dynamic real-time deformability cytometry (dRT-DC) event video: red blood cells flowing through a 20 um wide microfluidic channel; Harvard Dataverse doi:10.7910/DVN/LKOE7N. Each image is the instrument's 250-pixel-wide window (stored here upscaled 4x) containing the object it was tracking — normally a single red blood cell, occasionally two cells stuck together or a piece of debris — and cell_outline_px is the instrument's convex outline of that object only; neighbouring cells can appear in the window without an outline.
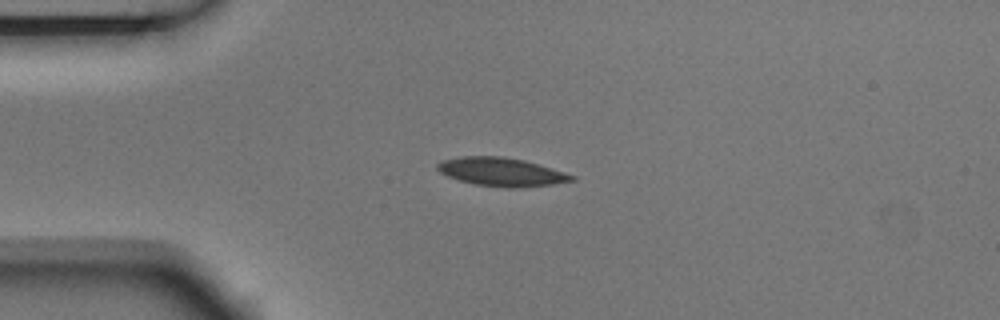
{"species": "Egyptian fruit bat (a non-hibernating species)", "species_latin": "Rousettus aegyptiacus", "temperature_condition": "room temperature", "stored_images_in_passage": 7, "camera_frame_rate_fps": 3000, "um_per_image_px": 0.085, "animal": {"sex": "male"}, "frame": {"image": 1, "passage_image": 1, "time_ms": 0.0, "image_size_px": [1000, 320], "cell_outline_px": [[576, 180], [552, 184], [520, 188], [508, 188], [476, 184], [460, 180], [448, 176], [440, 172], [436, 168], [436, 164], [444, 160], [464, 156], [500, 156], [524, 160], [564, 172], [576, 176]], "centroid_in_image_um": [42.64, 14.61], "position_along_channel_um": 42.4, "area_um2": 22.08}}
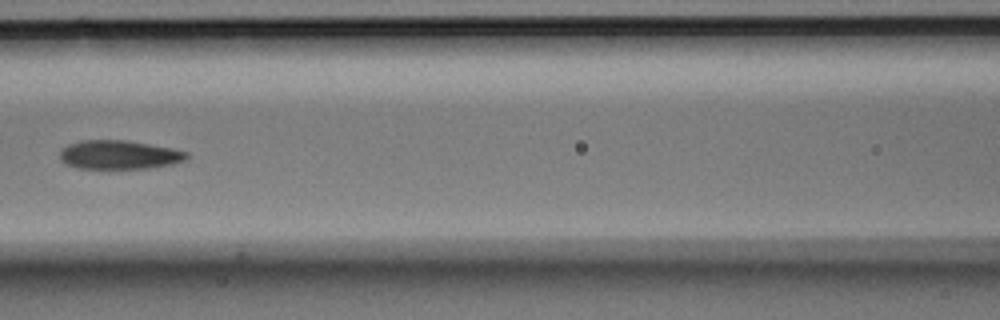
{"frame": {"image": 2, "passage_image": 4, "time_ms": 1.0, "image_size_px": [1000, 320], "cell_outline_px": [[188, 156], [184, 160], [172, 164], [148, 168], [76, 168], [64, 164], [60, 160], [60, 148], [68, 144], [80, 140], [124, 140], [172, 148], [188, 152]], "centroid_in_image_um": [10.06, 13.15], "position_along_channel_um": 156.5, "area_um2": 21.33}}
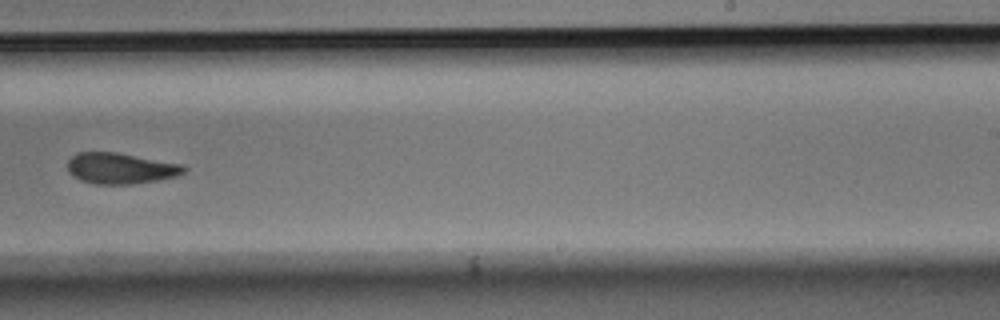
{"frame": {"image": 3, "passage_image": 7, "time_ms": 2.0, "image_size_px": [1000, 320], "cell_outline_px": [[188, 168], [184, 172], [176, 176], [156, 180], [132, 184], [96, 184], [80, 180], [72, 176], [68, 172], [68, 160], [76, 152], [116, 152], [184, 164]], "centroid_in_image_um": [10.24, 14.3], "position_along_channel_um": 278.8, "area_um2": 21.1}}